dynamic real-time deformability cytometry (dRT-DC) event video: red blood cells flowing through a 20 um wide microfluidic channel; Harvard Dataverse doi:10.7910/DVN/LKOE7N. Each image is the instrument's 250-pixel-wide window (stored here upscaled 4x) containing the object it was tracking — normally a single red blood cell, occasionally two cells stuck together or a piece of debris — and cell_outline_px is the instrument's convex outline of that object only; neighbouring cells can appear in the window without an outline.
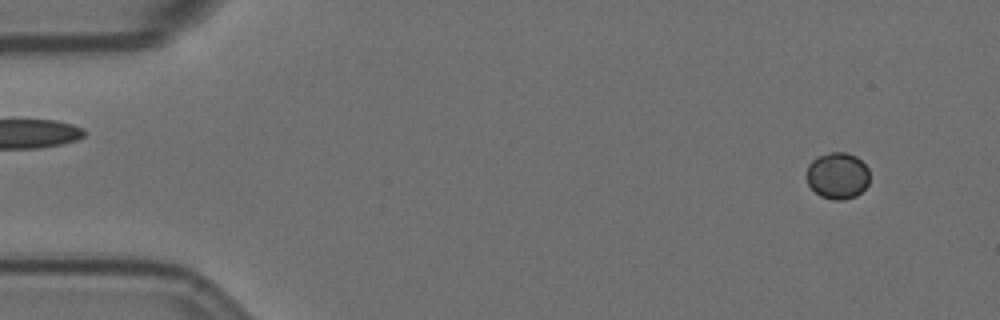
{"species": "Egyptian fruit bat (a non-hibernating species)", "species_latin": "Rousettus aegyptiacus", "temperature_condition": "room temperature", "stored_images_in_passage": 54, "camera_frame_rate_fps": 3000, "um_per_image_px": 0.085, "animal": {"sex": "female"}, "frame": {"image": 1, "passage_image": 1, "time_ms": 0.0, "image_size_px": [1000, 320], "cell_outline_px": [[868, 184], [856, 196], [844, 200], [832, 200], [820, 196], [808, 184], [804, 176], [808, 164], [816, 156], [828, 152], [844, 152], [856, 156], [868, 168]], "centroid_in_image_um": [71.14, 14.92], "position_along_channel_um": 13.9, "area_um2": 17.34}}
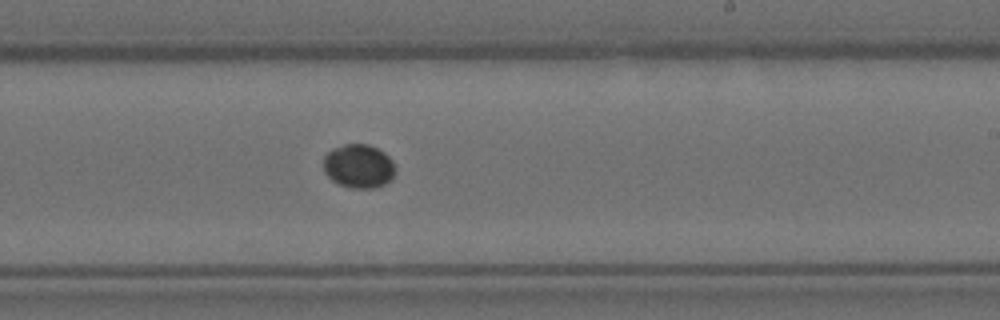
{"frame": {"image": 2, "passage_image": 31, "time_ms": 10.0, "image_size_px": [1000, 320], "cell_outline_px": [[396, 172], [392, 180], [376, 188], [352, 188], [340, 184], [332, 180], [324, 172], [324, 156], [332, 148], [344, 144], [368, 144], [384, 152], [392, 160], [396, 168]], "centroid_in_image_um": [30.51, 14.12], "position_along_channel_um": 258.5, "area_um2": 18.5}}
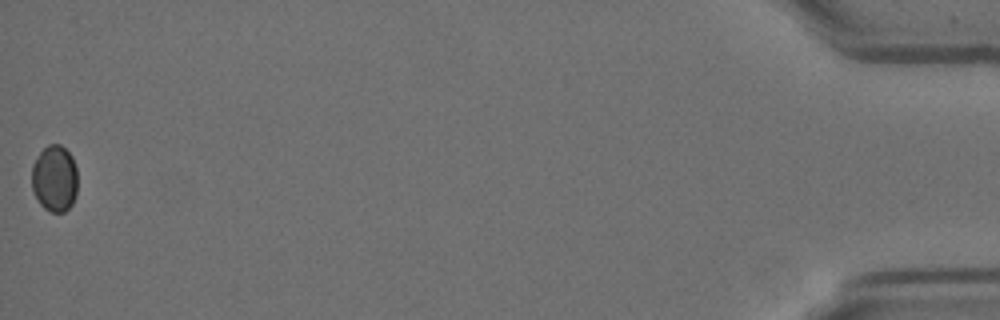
{"frame": {"image": 3, "passage_image": 54, "time_ms": 17.667, "image_size_px": [1000, 320], "cell_outline_px": [[76, 196], [72, 204], [64, 212], [48, 212], [40, 204], [32, 188], [32, 164], [40, 152], [48, 144], [60, 144], [72, 156], [76, 168]], "centroid_in_image_um": [4.63, 15.18], "position_along_channel_um": 430.6, "area_um2": 17.8}}